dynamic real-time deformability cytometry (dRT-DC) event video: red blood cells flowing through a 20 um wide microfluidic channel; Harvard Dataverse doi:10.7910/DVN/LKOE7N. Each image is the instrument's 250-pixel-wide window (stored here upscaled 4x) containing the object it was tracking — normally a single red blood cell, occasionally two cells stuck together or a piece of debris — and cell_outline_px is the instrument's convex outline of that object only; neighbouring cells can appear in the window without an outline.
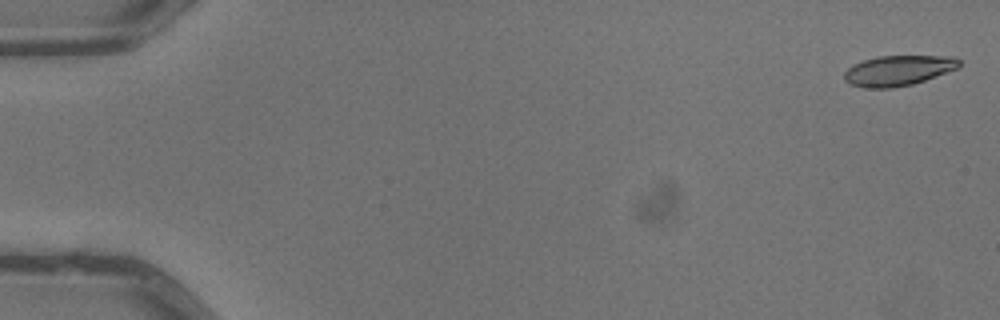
{"species": "common noctule bat (a hibernating species)", "species_latin": "Nyctalus noctula", "temperature_condition": "warm", "stored_images_in_passage": 6, "camera_frame_rate_fps": 3000, "um_per_image_px": 0.085, "animal": {"sex": "male", "body_mass_g": 13.3}, "frame": {"image": 1, "passage_image": 1, "time_ms": 0.0, "image_size_px": [1000, 320], "cell_outline_px": [[960, 64], [956, 68], [924, 80], [912, 84], [892, 88], [864, 88], [848, 84], [844, 80], [844, 72], [852, 64], [876, 56], [952, 56], [960, 60]], "centroid_in_image_um": [76.27, 6.0], "position_along_channel_um": 8.7, "area_um2": 20.23}}
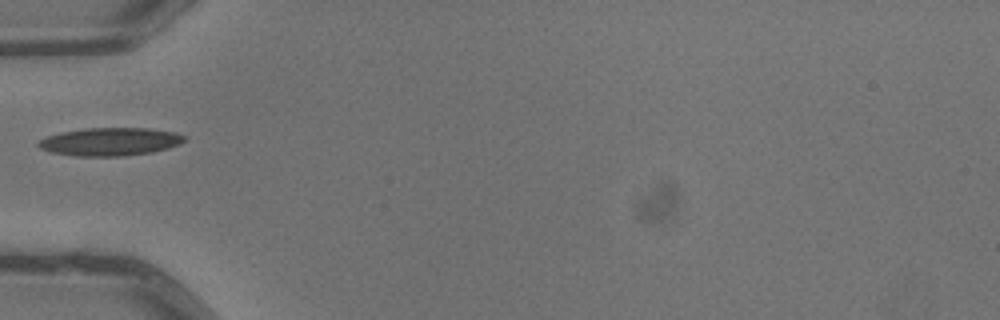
{"frame": {"image": 2, "passage_image": 5, "time_ms": 1.333, "image_size_px": [1000, 320], "cell_outline_px": [[184, 140], [180, 144], [168, 148], [152, 152], [124, 156], [76, 156], [52, 152], [40, 148], [36, 144], [44, 136], [60, 132], [84, 128], [148, 128], [176, 132], [184, 136]], "centroid_in_image_um": [9.33, 12.04], "position_along_channel_um": 75.7, "area_um2": 23.93}}
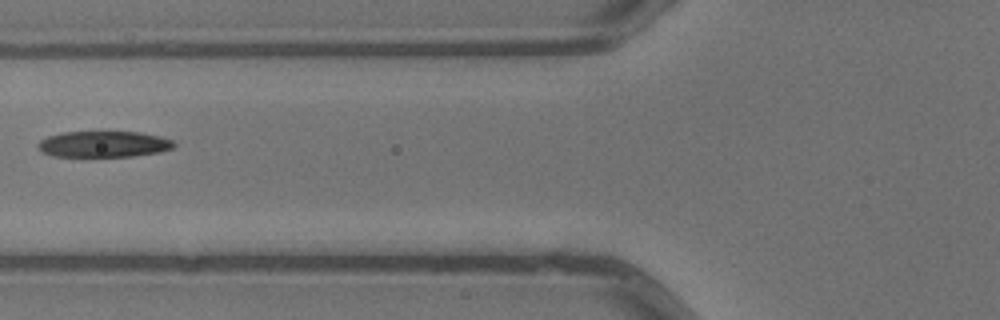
{"frame": {"image": 3, "passage_image": 6, "time_ms": 1.667, "image_size_px": [1000, 320], "cell_outline_px": [[176, 144], [172, 148], [160, 152], [132, 156], [52, 156], [44, 152], [36, 144], [40, 140], [48, 136], [64, 132], [140, 132], [160, 136], [172, 140]], "centroid_in_image_um": [8.83, 12.25], "position_along_channel_um": 117.0, "area_um2": 20.52}}